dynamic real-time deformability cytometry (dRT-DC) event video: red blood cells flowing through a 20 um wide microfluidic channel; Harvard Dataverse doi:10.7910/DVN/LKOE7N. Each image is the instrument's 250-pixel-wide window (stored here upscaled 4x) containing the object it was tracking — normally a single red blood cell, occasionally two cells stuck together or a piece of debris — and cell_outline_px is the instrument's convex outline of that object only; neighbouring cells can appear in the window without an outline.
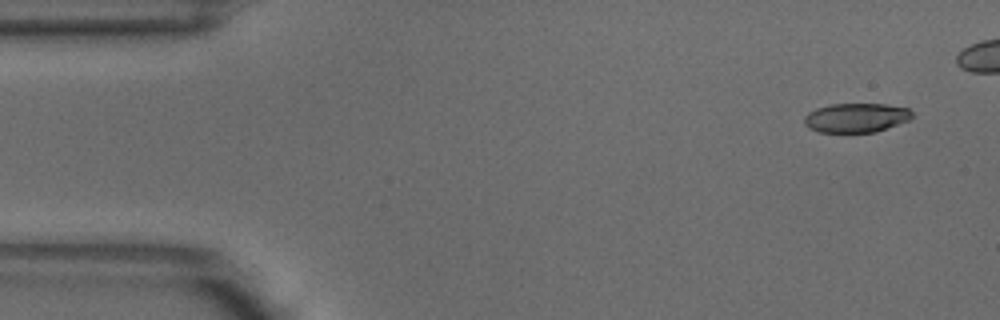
{"species": "common noctule bat (a hibernating species)", "species_latin": "Nyctalus noctula", "temperature_condition": "warm", "stored_images_in_passage": 5, "camera_frame_rate_fps": 3000, "um_per_image_px": 0.085, "animal": {"sex": "male", "body_mass_g": 18.8}, "frame": {"image": 1, "passage_image": 1, "time_ms": 0.0, "image_size_px": [1000, 320], "cell_outline_px": [[912, 116], [908, 120], [876, 132], [820, 132], [808, 128], [804, 124], [804, 116], [808, 112], [816, 108], [832, 104], [888, 104], [908, 108], [912, 112]], "centroid_in_image_um": [72.74, 10.0], "position_along_channel_um": 12.3, "area_um2": 18.38}}